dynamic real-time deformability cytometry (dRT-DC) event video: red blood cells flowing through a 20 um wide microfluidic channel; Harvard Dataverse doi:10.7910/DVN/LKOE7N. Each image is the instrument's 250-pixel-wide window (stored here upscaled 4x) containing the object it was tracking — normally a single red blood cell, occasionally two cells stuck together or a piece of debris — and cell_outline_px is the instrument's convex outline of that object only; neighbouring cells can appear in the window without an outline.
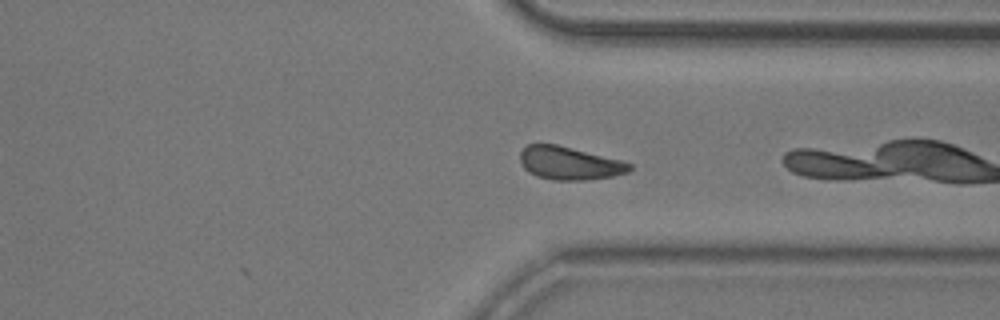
{"species": "common noctule bat (a hibernating species)", "species_latin": "Nyctalus noctula", "temperature_condition": "room temperature", "stored_images_in_passage": 49, "camera_frame_rate_fps": 3000, "um_per_image_px": 0.085, "animal": {"sex": "male", "body_mass_g": 20.5, "forearm_length_mm": 52.5}, "frame": {"image": 1, "passage_image": 35, "time_ms": 11.333, "image_size_px": [1000, 320], "cell_outline_px": [[632, 168], [628, 172], [612, 176], [588, 180], [552, 180], [536, 176], [528, 172], [520, 164], [520, 152], [528, 144], [556, 144], [620, 160], [632, 164]], "centroid_in_image_um": [48.37, 13.88], "position_along_channel_um": 363.0, "area_um2": 21.04}, "authors_computed_cell_mechanics": {"area_um2": 21.386, "velocity_mm_per_s": 3.8529, "shape_relaxation_time_tau1_ms": 4.593, "shape_relaxation_time_tau2_ms": 6.2448, "deformation_change_tau1": 0.1103, "deformation_change_tau2": 0.1196}}